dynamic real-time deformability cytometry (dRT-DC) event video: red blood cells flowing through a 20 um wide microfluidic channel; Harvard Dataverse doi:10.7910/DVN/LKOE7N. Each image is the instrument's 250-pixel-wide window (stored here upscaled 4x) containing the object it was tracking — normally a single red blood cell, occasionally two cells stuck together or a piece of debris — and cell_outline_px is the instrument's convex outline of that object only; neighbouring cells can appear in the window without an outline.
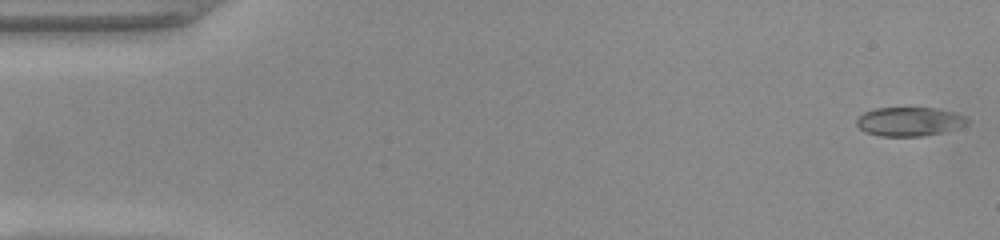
{"species": "common noctule bat (a hibernating species)", "species_latin": "Nyctalus noctula", "temperature_condition": "warm", "stored_images_in_passage": 49, "camera_frame_rate_fps": 3000, "um_per_image_px": 0.085, "animal": {"sex": "female", "body_mass_g": 22.0, "forearm_length_mm": 56.7}, "frame": {"image": 1, "passage_image": 1, "time_ms": 0.0, "image_size_px": [1000, 240], "cell_outline_px": [[968, 124], [944, 132], [924, 136], [880, 136], [864, 132], [856, 124], [856, 116], [864, 112], [876, 108], [936, 108], [956, 112], [964, 116], [968, 120]], "centroid_in_image_um": [77.27, 10.33], "position_along_channel_um": 7.7, "area_um2": 18.84}}
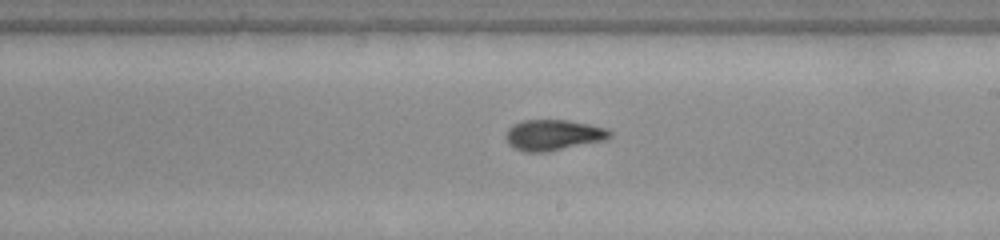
{"frame": {"image": 2, "passage_image": 28, "time_ms": 9.0, "image_size_px": [1000, 240], "cell_outline_px": [[612, 136], [608, 140], [548, 152], [524, 152], [512, 148], [508, 144], [504, 136], [508, 128], [512, 124], [524, 120], [568, 120], [608, 128], [612, 132]], "centroid_in_image_um": [47.03, 11.49], "position_along_channel_um": 242.0, "area_um2": 19.13}}
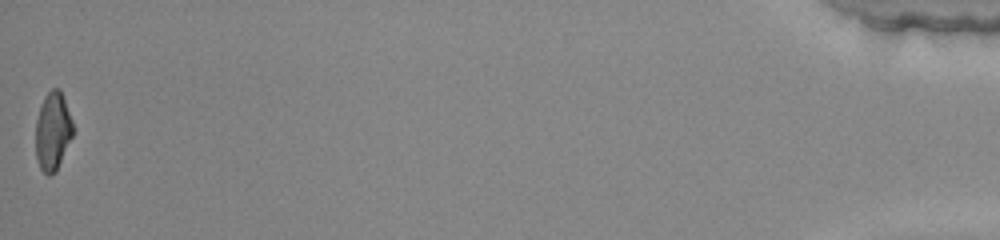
{"frame": {"image": 3, "passage_image": 49, "time_ms": 16.0, "image_size_px": [1000, 240], "cell_outline_px": [[72, 136], [56, 172], [48, 176], [40, 168], [36, 160], [36, 120], [44, 96], [52, 88], [60, 88], [72, 120]], "centroid_in_image_um": [4.47, 11.16], "position_along_channel_um": 430.7, "area_um2": 16.88}, "authors_computed_cell_mechanics": {"area_um2": 18.4382, "velocity_mm_per_s": 4.1505, "shape_relaxation_time_tau1_ms": 9.0548, "shape_relaxation_time_tau2_ms": 1.0615, "deformation_change_tau1": 0.2557, "deformation_change_tau2": 0.0691}}